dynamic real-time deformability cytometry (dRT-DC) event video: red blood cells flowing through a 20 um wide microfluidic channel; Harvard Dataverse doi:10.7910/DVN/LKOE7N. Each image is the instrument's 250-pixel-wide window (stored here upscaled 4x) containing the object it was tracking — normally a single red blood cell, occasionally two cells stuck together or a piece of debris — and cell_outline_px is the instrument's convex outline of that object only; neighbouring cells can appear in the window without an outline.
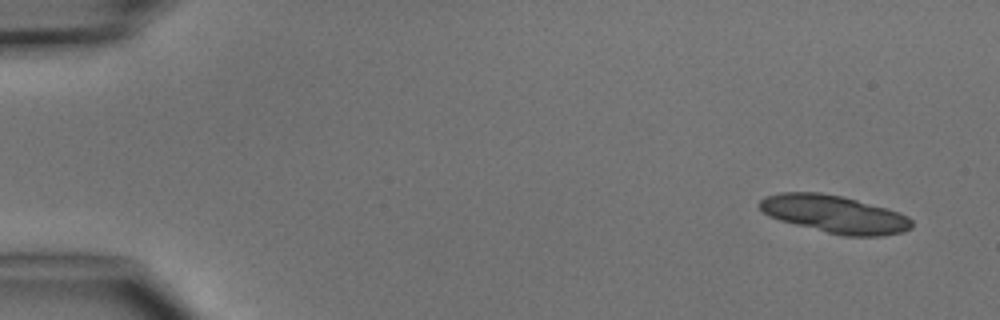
{"species": "common noctule bat (a hibernating species)", "species_latin": "Nyctalus noctula", "temperature_condition": "cold", "stored_images_in_passage": 6, "segment_of_instrument_passage": [1, 2], "camera_frame_rate_fps": 3000, "um_per_image_px": 0.085, "animal": {"sex": "male", "body_mass_g": 15.6}, "frame": {"image": 1, "passage_image": 1, "time_ms": 0.0, "image_size_px": [1000, 320], "cell_outline_px": [[912, 228], [904, 232], [880, 236], [844, 236], [780, 220], [768, 216], [756, 204], [764, 196], [780, 192], [820, 192], [840, 196], [856, 200], [900, 212], [908, 216], [912, 220]], "centroid_in_image_um": [70.93, 18.2], "position_along_channel_um": 14.1, "area_um2": 33.23}}